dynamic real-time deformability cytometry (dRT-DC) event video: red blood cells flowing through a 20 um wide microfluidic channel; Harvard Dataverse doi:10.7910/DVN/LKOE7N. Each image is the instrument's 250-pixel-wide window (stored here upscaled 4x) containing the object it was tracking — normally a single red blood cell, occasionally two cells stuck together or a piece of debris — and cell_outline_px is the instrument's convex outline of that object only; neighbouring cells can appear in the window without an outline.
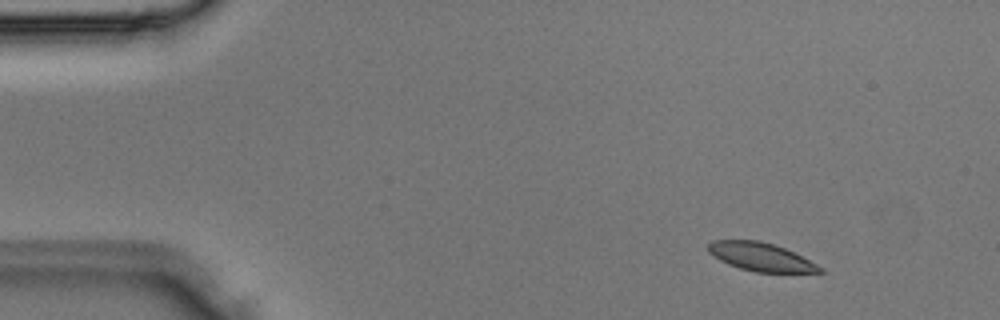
{"species": "Egyptian fruit bat (a non-hibernating species)", "species_latin": "Rousettus aegyptiacus", "temperature_condition": "room temperature", "stored_images_in_passage": 5, "camera_frame_rate_fps": 3000, "um_per_image_px": 0.085, "animal": {"sex": "male"}, "frame": {"image": 1, "passage_image": 2, "time_ms": 0.333, "image_size_px": [1000, 320], "cell_outline_px": [[824, 272], [756, 272], [740, 268], [728, 264], [720, 260], [708, 252], [708, 244], [712, 240], [760, 240], [784, 248], [824, 268]], "centroid_in_image_um": [64.63, 21.83], "position_along_channel_um": 20.4, "area_um2": 18.15}}